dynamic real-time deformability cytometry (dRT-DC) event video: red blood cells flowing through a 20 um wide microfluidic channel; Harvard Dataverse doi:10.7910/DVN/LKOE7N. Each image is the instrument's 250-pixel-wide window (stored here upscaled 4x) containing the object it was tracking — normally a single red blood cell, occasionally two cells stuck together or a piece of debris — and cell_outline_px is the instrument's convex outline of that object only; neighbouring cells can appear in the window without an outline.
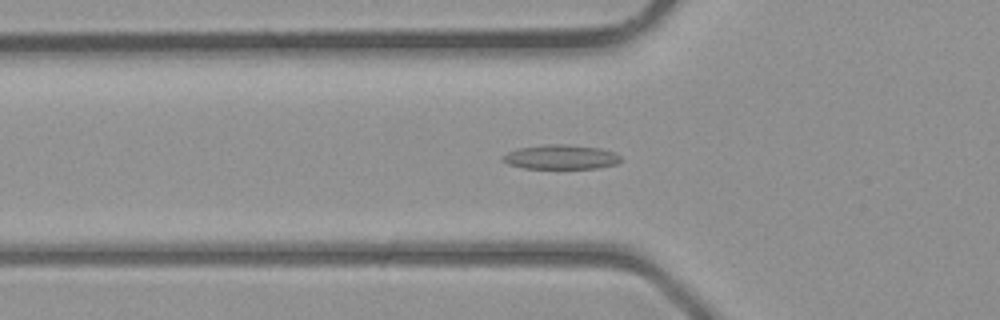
{"species": "common noctule bat (a hibernating species)", "species_latin": "Nyctalus noctula", "temperature_condition": "room temperature", "stored_images_in_passage": 36, "camera_frame_rate_fps": 3000, "um_per_image_px": 0.085, "animal": {"sex": "male", "body_mass_g": 23.1, "forearm_length_mm": 52.7}, "frame": {"image": 1, "passage_image": 10, "time_ms": 3.0, "image_size_px": [1000, 320], "cell_outline_px": [[624, 160], [616, 164], [596, 168], [524, 168], [508, 164], [500, 160], [500, 156], [508, 152], [520, 148], [544, 144], [568, 144], [600, 148], [616, 152]], "centroid_in_image_um": [47.68, 13.34], "position_along_channel_um": 78.1, "area_um2": 16.99}}
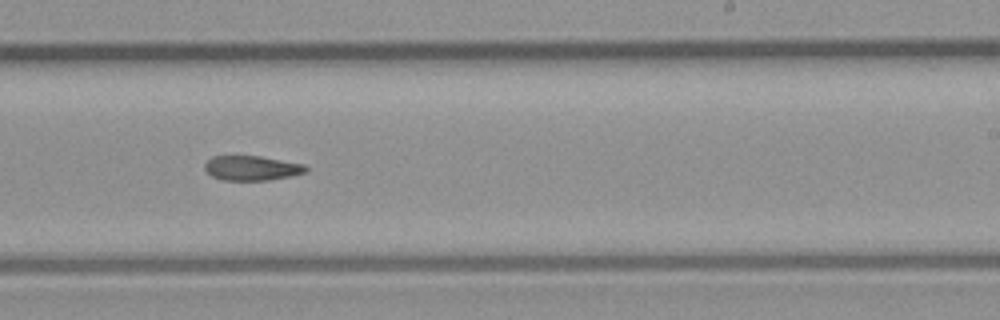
{"frame": {"image": 2, "passage_image": 21, "time_ms": 6.667, "image_size_px": [1000, 320], "cell_outline_px": [[308, 168], [304, 172], [292, 176], [268, 180], [220, 180], [212, 176], [204, 168], [204, 164], [212, 156], [260, 156], [304, 164]], "centroid_in_image_um": [21.38, 14.29], "position_along_channel_um": 267.6, "area_um2": 14.51}}
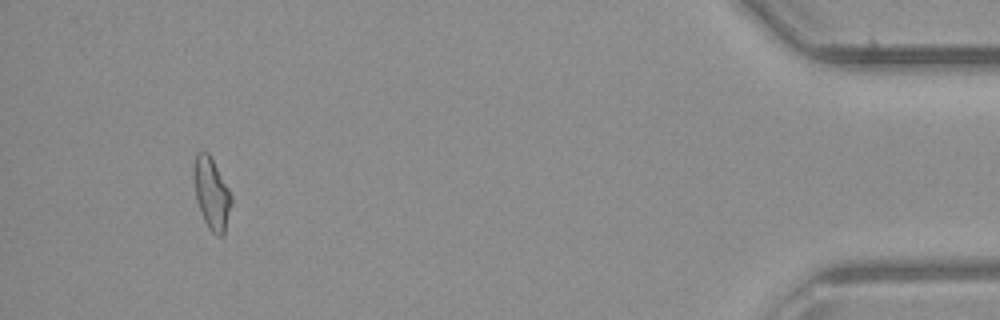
{"frame": {"image": 3, "passage_image": 34, "time_ms": 11.0, "image_size_px": [1000, 320], "cell_outline_px": [[232, 204], [224, 236], [216, 236], [208, 228], [200, 212], [196, 200], [196, 152], [208, 152], [228, 188], [232, 196]], "centroid_in_image_um": [18.04, 16.55], "position_along_channel_um": 417.2, "area_um2": 15.14}}